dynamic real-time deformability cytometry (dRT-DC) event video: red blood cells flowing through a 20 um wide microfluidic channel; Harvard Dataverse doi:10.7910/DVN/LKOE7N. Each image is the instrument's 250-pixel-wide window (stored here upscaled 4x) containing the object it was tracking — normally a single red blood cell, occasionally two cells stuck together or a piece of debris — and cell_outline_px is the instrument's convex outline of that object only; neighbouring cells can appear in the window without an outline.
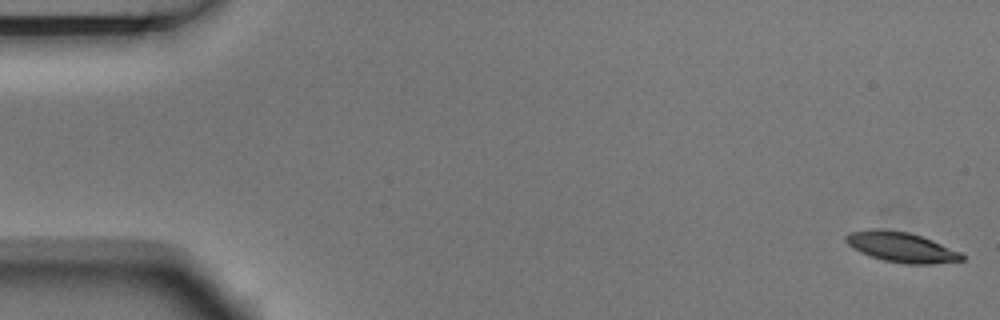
{"species": "Egyptian fruit bat (a non-hibernating species)", "species_latin": "Rousettus aegyptiacus", "temperature_condition": "room temperature", "stored_images_in_passage": 6, "camera_frame_rate_fps": 3000, "um_per_image_px": 0.085, "animal": {"sex": "male"}, "frame": {"image": 1, "passage_image": 1, "time_ms": 0.0, "image_size_px": [1000, 320], "cell_outline_px": [[964, 260], [932, 264], [904, 264], [884, 260], [860, 252], [848, 244], [844, 240], [844, 236], [848, 232], [868, 228], [884, 228], [908, 232], [932, 240], [960, 252], [964, 256]], "centroid_in_image_um": [76.56, 20.98], "position_along_channel_um": 8.4, "area_um2": 20.46}}
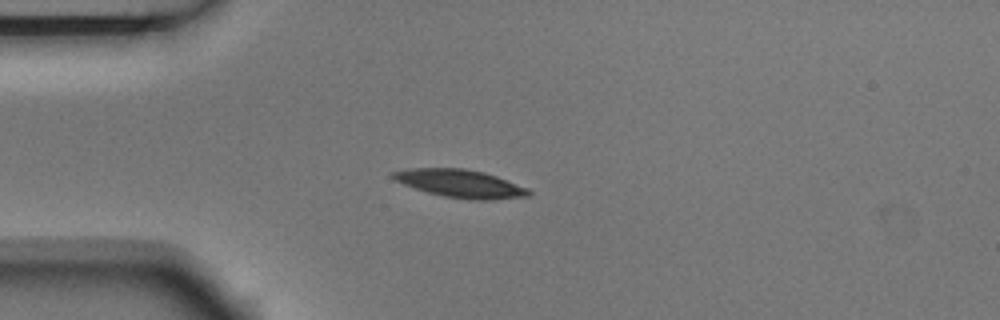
{"frame": {"image": 2, "passage_image": 4, "time_ms": 1.0, "image_size_px": [1000, 320], "cell_outline_px": [[532, 192], [528, 196], [492, 200], [468, 200], [444, 196], [428, 192], [404, 184], [388, 176], [392, 172], [408, 168], [464, 168], [484, 172], [496, 176], [528, 188]], "centroid_in_image_um": [39.13, 15.6], "position_along_channel_um": 45.9, "area_um2": 22.08}}
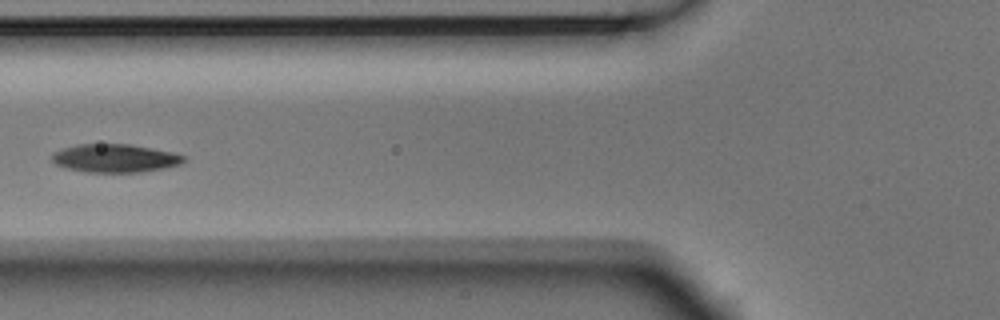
{"frame": {"image": 3, "passage_image": 6, "time_ms": 1.667, "image_size_px": [1000, 320], "cell_outline_px": [[184, 160], [180, 164], [164, 168], [140, 172], [84, 172], [64, 168], [56, 164], [52, 160], [52, 152], [76, 144], [132, 144], [172, 152], [184, 156]], "centroid_in_image_um": [9.73, 13.45], "position_along_channel_um": 116.1, "area_um2": 21.73}}